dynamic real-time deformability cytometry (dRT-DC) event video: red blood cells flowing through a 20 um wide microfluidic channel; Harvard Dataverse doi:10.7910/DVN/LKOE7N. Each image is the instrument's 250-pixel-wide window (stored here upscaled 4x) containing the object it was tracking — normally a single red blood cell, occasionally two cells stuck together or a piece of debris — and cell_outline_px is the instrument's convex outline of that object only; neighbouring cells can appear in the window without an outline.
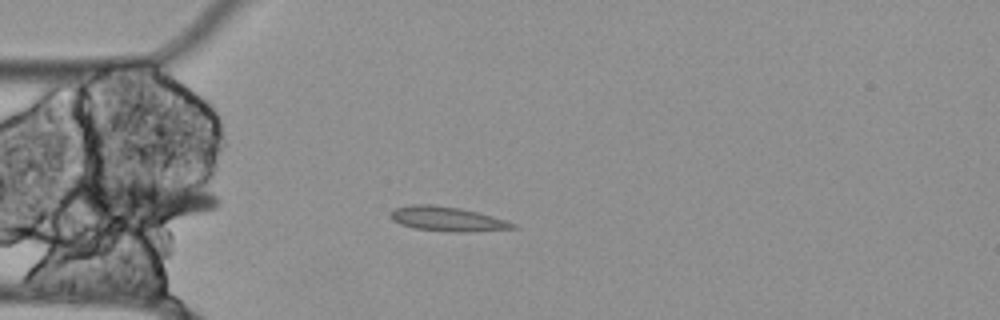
{"species": "Egyptian fruit bat (a non-hibernating species)", "species_latin": "Rousettus aegyptiacus", "temperature_condition": "cold", "stored_images_in_passage": 7, "camera_frame_rate_fps": 3000, "um_per_image_px": 0.085, "animal": {"sex": "female"}, "frame": {"image": 1, "passage_image": 3, "time_ms": 0.667, "image_size_px": [1000, 320], "cell_outline_px": [[520, 228], [468, 232], [448, 232], [416, 228], [400, 224], [392, 220], [388, 216], [388, 212], [396, 208], [412, 204], [432, 204], [460, 208], [508, 220], [516, 224]], "centroid_in_image_um": [38.02, 18.61], "position_along_channel_um": 47.0, "area_um2": 17.69}}
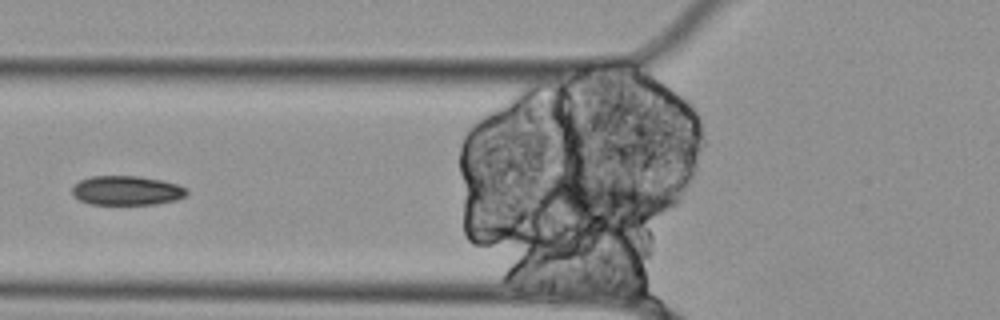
{"frame": {"image": 2, "passage_image": 6, "time_ms": 1.667, "image_size_px": [1000, 320], "cell_outline_px": [[188, 192], [184, 196], [176, 200], [156, 204], [88, 204], [72, 196], [72, 188], [80, 180], [92, 176], [140, 176], [164, 180], [188, 188]], "centroid_in_image_um": [10.78, 16.19], "position_along_channel_um": 115.0, "area_um2": 19.71}}